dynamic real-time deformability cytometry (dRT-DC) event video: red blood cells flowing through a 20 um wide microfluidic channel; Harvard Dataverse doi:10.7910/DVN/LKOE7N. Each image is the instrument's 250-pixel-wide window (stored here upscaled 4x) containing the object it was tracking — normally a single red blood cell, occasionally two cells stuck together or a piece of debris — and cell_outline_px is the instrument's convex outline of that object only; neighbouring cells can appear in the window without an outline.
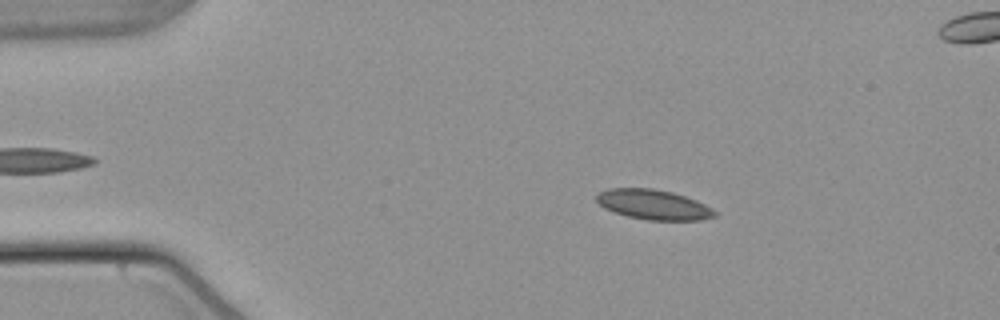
{"species": "common noctule bat (a hibernating species)", "species_latin": "Nyctalus noctula", "temperature_condition": "warm", "stored_images_in_passage": 54, "segment_of_instrument_passage": [1, 2], "camera_frame_rate_fps": 3000, "um_per_image_px": 0.085, "animal": {"sex": "male", "body_mass_g": 21.5, "forearm_length_mm": 52.0}, "frame": {"image": 1, "passage_image": 9, "time_ms": 2.667, "image_size_px": [1000, 320], "cell_outline_px": [[716, 216], [700, 220], [648, 220], [628, 216], [604, 208], [596, 200], [596, 196], [600, 192], [608, 188], [652, 188], [672, 192], [696, 200], [712, 208], [716, 212]], "centroid_in_image_um": [55.55, 17.39], "position_along_channel_um": 29.5, "area_um2": 20.46}}
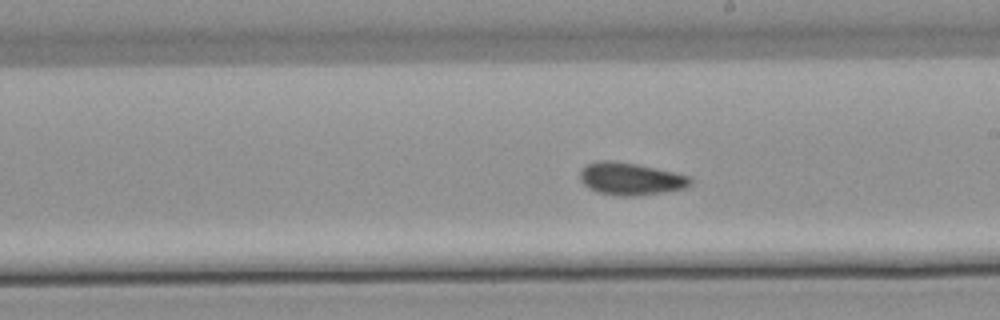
{"frame": {"image": 2, "passage_image": 30, "time_ms": 9.667, "image_size_px": [1000, 320], "cell_outline_px": [[692, 184], [684, 188], [664, 192], [636, 196], [620, 196], [600, 192], [588, 188], [580, 180], [580, 168], [596, 160], [612, 160], [636, 164], [676, 172], [688, 176], [692, 180]], "centroid_in_image_um": [53.59, 15.19], "position_along_channel_um": 235.4, "area_um2": 20.92}}
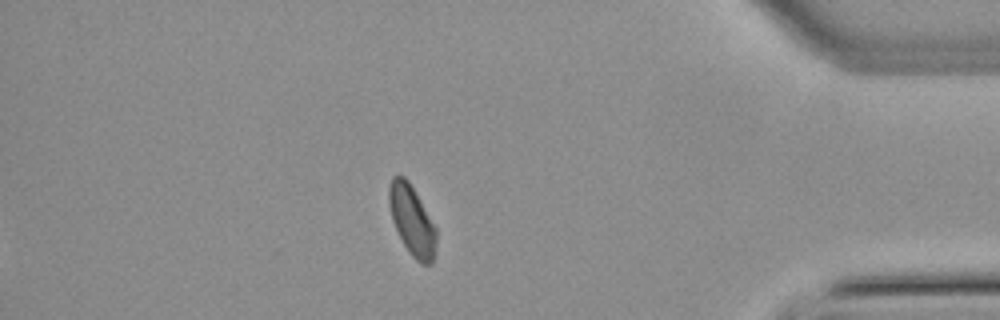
{"frame": {"image": 3, "passage_image": 46, "time_ms": 15.0, "image_size_px": [1000, 320], "cell_outline_px": [[436, 240], [432, 264], [420, 264], [408, 252], [392, 220], [388, 204], [388, 188], [392, 176], [396, 172], [404, 176], [408, 180], [436, 228]], "centroid_in_image_um": [34.98, 18.7], "position_along_channel_um": 400.2, "area_um2": 19.19}}